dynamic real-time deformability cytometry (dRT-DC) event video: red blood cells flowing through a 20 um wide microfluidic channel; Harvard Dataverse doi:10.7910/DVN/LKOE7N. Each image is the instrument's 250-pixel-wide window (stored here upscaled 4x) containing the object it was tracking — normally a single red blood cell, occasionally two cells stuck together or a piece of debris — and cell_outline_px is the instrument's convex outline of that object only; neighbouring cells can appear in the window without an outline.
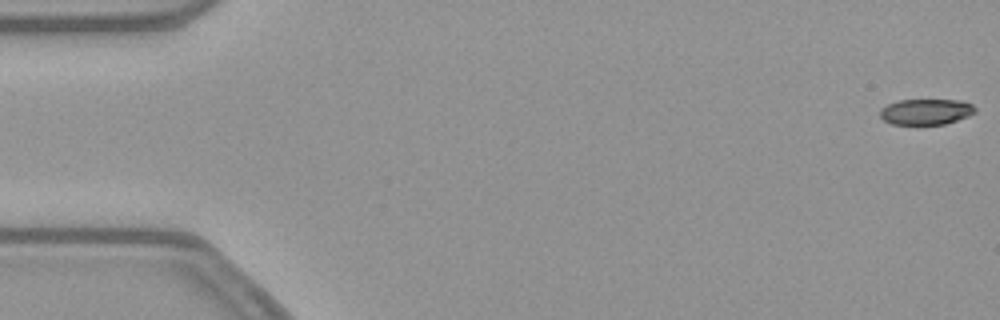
{"species": "common noctule bat (a hibernating species)", "species_latin": "Nyctalus noctula", "temperature_condition": "warm", "stored_images_in_passage": 53, "camera_frame_rate_fps": 3000, "um_per_image_px": 0.085, "animal": {"sex": "female", "body_mass_g": 21.9}, "frame": {"image": 1, "passage_image": 1, "time_ms": 0.0, "image_size_px": [1000, 320], "cell_outline_px": [[976, 112], [968, 116], [944, 124], [892, 124], [884, 120], [880, 116], [880, 108], [888, 104], [900, 100], [960, 100], [972, 104], [976, 108]], "centroid_in_image_um": [78.71, 9.49], "position_along_channel_um": 6.3, "area_um2": 14.22}}
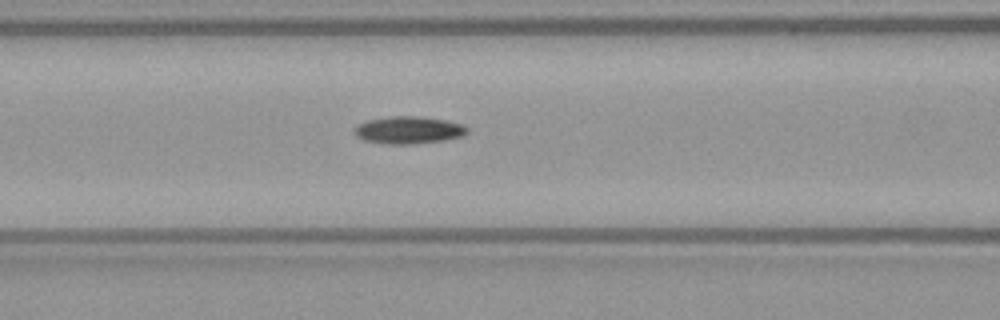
{"frame": {"image": 2, "passage_image": 22, "time_ms": 7.0, "image_size_px": [1000, 320], "cell_outline_px": [[468, 132], [464, 136], [444, 140], [412, 144], [384, 144], [364, 140], [356, 136], [352, 132], [352, 128], [356, 124], [368, 120], [388, 116], [420, 116], [444, 120], [464, 124], [468, 128]], "centroid_in_image_um": [34.69, 11.05], "position_along_channel_um": 131.9, "area_um2": 18.32}}
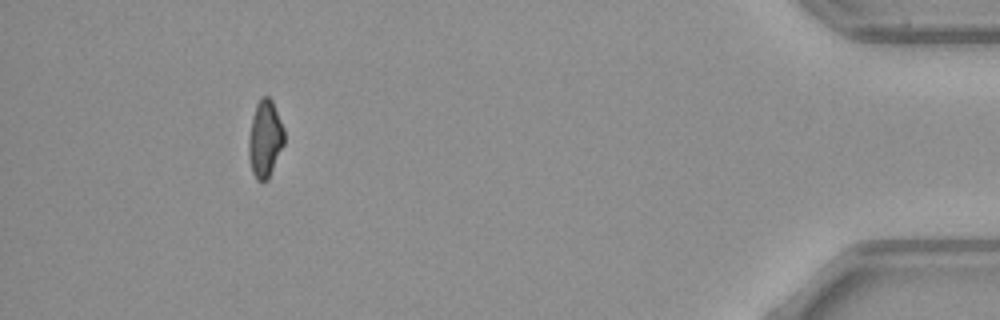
{"frame": {"image": 3, "passage_image": 49, "time_ms": 16.0, "image_size_px": [1000, 320], "cell_outline_px": [[284, 144], [268, 180], [264, 184], [256, 180], [252, 172], [248, 156], [248, 140], [252, 116], [256, 104], [260, 96], [268, 96], [272, 100], [284, 128]], "centroid_in_image_um": [22.51, 11.82], "position_along_channel_um": 412.7, "area_um2": 16.3}, "authors_computed_cell_mechanics": {"area_um2": 16.473, "velocity_mm_per_s": 3.8787, "shape_relaxation_time_tau1_ms": 9.3363, "shape_relaxation_time_tau2_ms": null, "deformation_change_tau1": 0.209, "deformation_change_tau2": null}}